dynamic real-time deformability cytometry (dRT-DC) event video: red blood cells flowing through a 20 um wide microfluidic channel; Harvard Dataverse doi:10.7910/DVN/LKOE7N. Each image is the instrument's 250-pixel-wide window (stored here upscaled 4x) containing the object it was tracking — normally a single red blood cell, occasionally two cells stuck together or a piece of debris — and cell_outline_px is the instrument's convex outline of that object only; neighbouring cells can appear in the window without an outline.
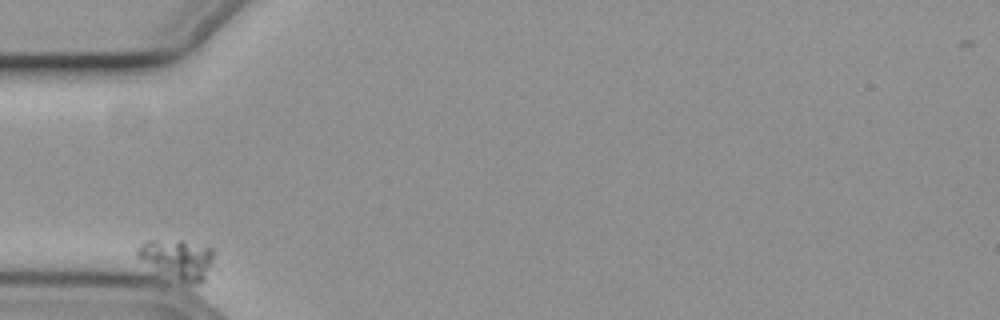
{"species": "common noctule bat (a hibernating species)", "species_latin": "Nyctalus noctula", "temperature_condition": "cold", "stored_images_in_passage": 39, "camera_frame_rate_fps": 3000, "um_per_image_px": 0.085, "animal": {"sex": "female", "body_mass_g": 19.3, "forearm_length_mm": 54.1}, "frame": {"image": 1, "passage_image": 1, "time_ms": 0.0, "image_size_px": [1000, 320], "cell_outline_px": [[212, 260], [204, 280], [196, 284], [188, 284], [160, 272], [140, 260], [136, 256], [136, 248], [144, 240], [184, 240], [212, 248]], "centroid_in_image_um": [15.04, 22.0], "position_along_channel_um": 70.0, "area_um2": 17.63}}
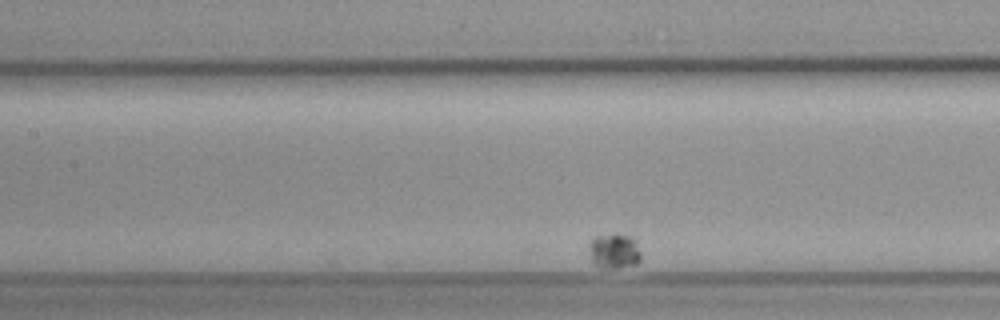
{"frame": {"image": 2, "passage_image": 13, "time_ms": 4.0, "image_size_px": [1000, 320], "cell_outline_px": [[640, 260], [636, 264], [620, 268], [600, 268], [592, 260], [592, 236], [616, 232], [632, 236], [636, 240], [640, 252]], "centroid_in_image_um": [52.27, 21.3], "position_along_channel_um": 155.1, "area_um2": 10.69}}
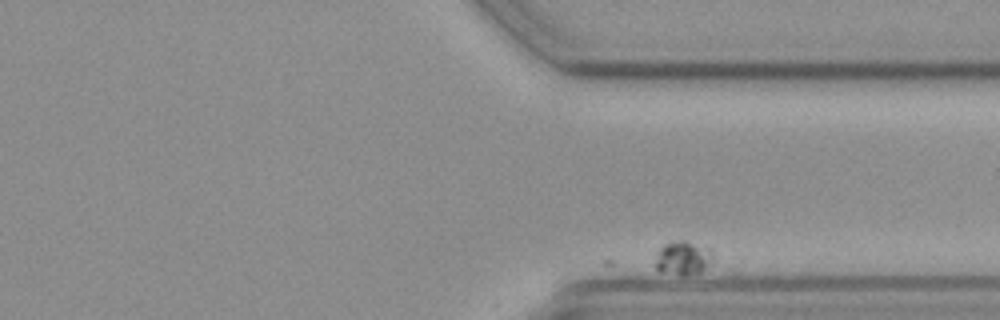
{"frame": {"image": 3, "passage_image": 38, "time_ms": 12.333, "image_size_px": [1000, 320], "cell_outline_px": [[712, 260], [700, 272], [684, 276], [660, 272], [656, 268], [656, 252], [664, 244], [672, 240], [684, 240], [708, 248], [712, 252]], "centroid_in_image_um": [58.01, 21.93], "position_along_channel_um": 353.4, "area_um2": 11.39}, "authors_computed_cell_mechanics": {"area_um2": 11.56, "velocity_mm_per_s": 2.3603, "shape_relaxation_time_tau1_ms": 1.3242, "shape_relaxation_time_tau2_ms": null, "deformation_change_tau1": 0.0437, "deformation_change_tau2": null}}